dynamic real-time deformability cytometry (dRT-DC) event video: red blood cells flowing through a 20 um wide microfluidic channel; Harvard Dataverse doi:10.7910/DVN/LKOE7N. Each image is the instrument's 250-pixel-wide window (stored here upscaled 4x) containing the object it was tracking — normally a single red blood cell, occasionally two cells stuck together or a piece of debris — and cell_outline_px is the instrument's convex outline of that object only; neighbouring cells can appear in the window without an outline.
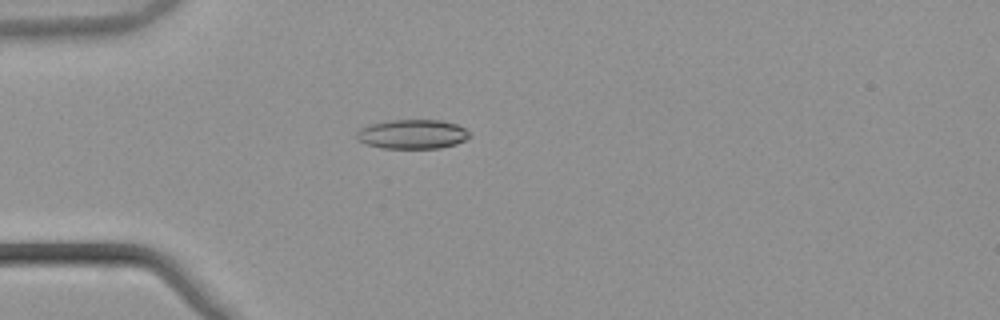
{"species": "common noctule bat (a hibernating species)", "species_latin": "Nyctalus noctula", "temperature_condition": "warm", "stored_images_in_passage": 48, "camera_frame_rate_fps": 3000, "um_per_image_px": 0.085, "animal": {"sex": "male", "body_mass_g": 21.5, "forearm_length_mm": 52.0}, "frame": {"image": 1, "passage_image": 10, "time_ms": 3.0, "image_size_px": [1000, 320], "cell_outline_px": [[472, 136], [456, 144], [440, 148], [384, 148], [368, 144], [360, 140], [356, 136], [356, 132], [360, 128], [372, 124], [392, 120], [440, 120], [456, 124], [464, 128]], "centroid_in_image_um": [35.09, 11.4], "position_along_channel_um": 49.9, "area_um2": 19.07}}
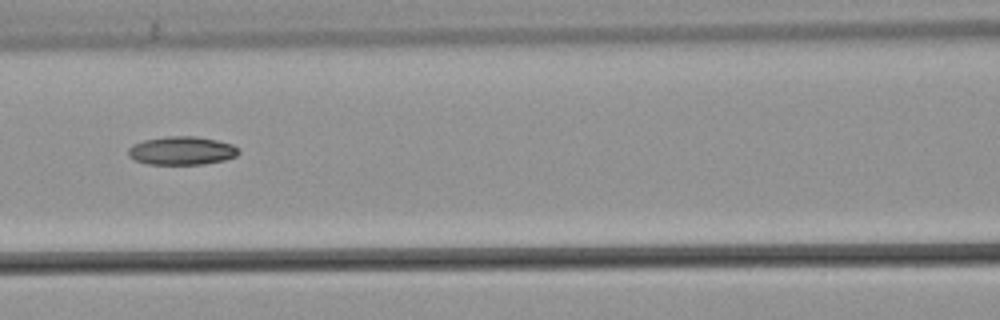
{"frame": {"image": 2, "passage_image": 19, "time_ms": 6.0, "image_size_px": [1000, 320], "cell_outline_px": [[240, 152], [236, 156], [224, 160], [204, 164], [148, 164], [136, 160], [128, 156], [128, 148], [144, 140], [168, 136], [196, 136], [216, 140], [232, 144]], "centroid_in_image_um": [15.46, 12.81], "position_along_channel_um": 151.1, "area_um2": 18.09}}
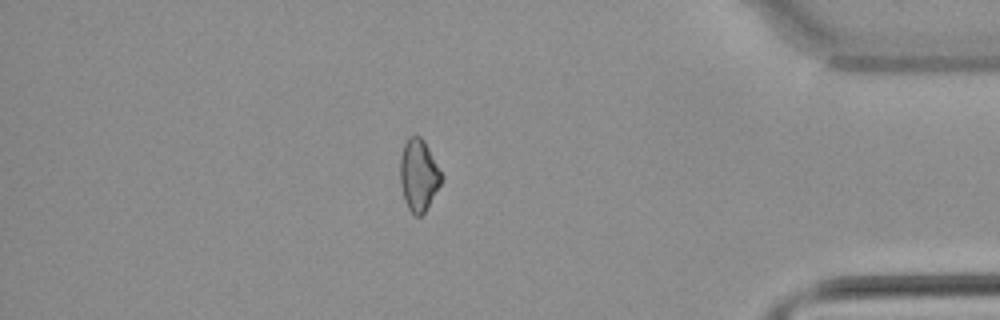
{"frame": {"image": 3, "passage_image": 41, "time_ms": 13.333, "image_size_px": [1000, 320], "cell_outline_px": [[440, 184], [424, 212], [420, 216], [416, 216], [408, 208], [404, 200], [400, 184], [400, 156], [404, 144], [408, 136], [420, 136], [424, 140], [440, 172]], "centroid_in_image_um": [35.53, 14.87], "position_along_channel_um": 399.7, "area_um2": 16.82}}